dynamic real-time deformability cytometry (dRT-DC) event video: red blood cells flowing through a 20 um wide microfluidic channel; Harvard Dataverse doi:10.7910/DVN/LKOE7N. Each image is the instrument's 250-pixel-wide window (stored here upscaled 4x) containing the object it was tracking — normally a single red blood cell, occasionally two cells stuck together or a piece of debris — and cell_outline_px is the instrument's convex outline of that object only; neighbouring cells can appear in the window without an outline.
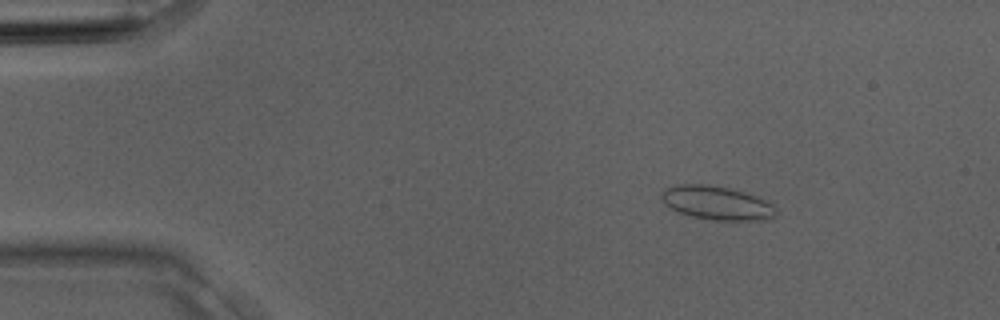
{"species": "Egyptian fruit bat (a non-hibernating species)", "species_latin": "Rousettus aegyptiacus", "temperature_condition": "room temperature", "stored_images_in_passage": 3, "camera_frame_rate_fps": 3000, "um_per_image_px": 0.085, "animal": {"sex": "male"}, "frame": {"image": 1, "passage_image": 2, "time_ms": 0.333, "image_size_px": [1000, 320], "cell_outline_px": [[776, 216], [772, 220], [712, 220], [688, 216], [664, 204], [660, 196], [660, 192], [664, 188], [680, 184], [708, 184], [732, 188], [756, 196], [772, 204], [776, 208]], "centroid_in_image_um": [60.93, 17.25], "position_along_channel_um": 24.1, "area_um2": 22.83}}